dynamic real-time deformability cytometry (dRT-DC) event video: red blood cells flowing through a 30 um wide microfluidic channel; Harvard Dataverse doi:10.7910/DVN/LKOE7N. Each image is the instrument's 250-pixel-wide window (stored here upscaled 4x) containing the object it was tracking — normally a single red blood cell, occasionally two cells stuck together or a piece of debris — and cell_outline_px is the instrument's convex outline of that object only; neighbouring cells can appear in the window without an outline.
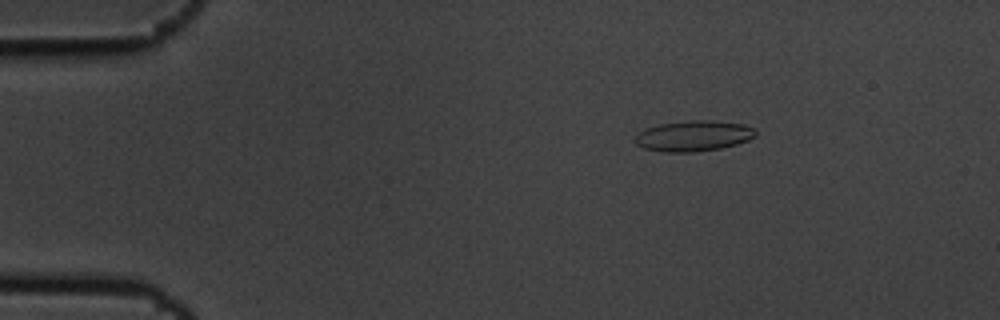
{"species": "common noctule bat (a hibernating species)", "species_latin": "Nyctalus noctula", "temperature_condition": "cold", "stored_images_in_passage": 3, "camera_frame_rate_fps": 3000, "um_per_image_px": 0.085, "animal": {"sex": "male", "body_mass_g": 19.5, "forearm_length_mm": 54.6}, "frame": {"image": 1, "passage_image": 1, "time_ms": 0.0, "image_size_px": [1000, 320], "cell_outline_px": [[756, 136], [748, 140], [736, 144], [720, 148], [692, 152], [664, 152], [644, 148], [636, 144], [632, 140], [640, 132], [648, 128], [660, 124], [692, 120], [708, 120], [744, 124], [756, 128]], "centroid_in_image_um": [58.97, 11.55], "position_along_channel_um": 26.0, "area_um2": 21.44}}